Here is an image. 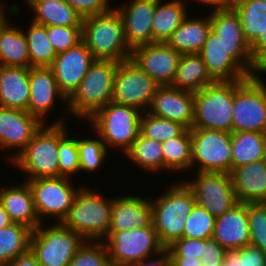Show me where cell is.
I'll return each instance as SVG.
<instances>
[{
	"label": "cell",
	"mask_w": 266,
	"mask_h": 266,
	"mask_svg": "<svg viewBox=\"0 0 266 266\" xmlns=\"http://www.w3.org/2000/svg\"><path fill=\"white\" fill-rule=\"evenodd\" d=\"M165 189L150 198L152 206V223L160 243L167 248L175 240L183 237L185 222L193 206L195 197L183 179L175 180ZM164 190V191H163ZM163 191V192H162Z\"/></svg>",
	"instance_id": "cell-1"
},
{
	"label": "cell",
	"mask_w": 266,
	"mask_h": 266,
	"mask_svg": "<svg viewBox=\"0 0 266 266\" xmlns=\"http://www.w3.org/2000/svg\"><path fill=\"white\" fill-rule=\"evenodd\" d=\"M90 186L86 184L79 190L62 224L86 241H103L111 226L113 196Z\"/></svg>",
	"instance_id": "cell-2"
},
{
	"label": "cell",
	"mask_w": 266,
	"mask_h": 266,
	"mask_svg": "<svg viewBox=\"0 0 266 266\" xmlns=\"http://www.w3.org/2000/svg\"><path fill=\"white\" fill-rule=\"evenodd\" d=\"M119 63L110 59L94 60L78 87L67 98L70 117L85 122L112 101L114 77Z\"/></svg>",
	"instance_id": "cell-3"
},
{
	"label": "cell",
	"mask_w": 266,
	"mask_h": 266,
	"mask_svg": "<svg viewBox=\"0 0 266 266\" xmlns=\"http://www.w3.org/2000/svg\"><path fill=\"white\" fill-rule=\"evenodd\" d=\"M143 111L114 101L95 112L86 122L113 153L124 154L140 134V117ZM112 149V150H111Z\"/></svg>",
	"instance_id": "cell-4"
},
{
	"label": "cell",
	"mask_w": 266,
	"mask_h": 266,
	"mask_svg": "<svg viewBox=\"0 0 266 266\" xmlns=\"http://www.w3.org/2000/svg\"><path fill=\"white\" fill-rule=\"evenodd\" d=\"M82 41L96 59L122 62L131 57L122 18L114 7L106 13L83 18Z\"/></svg>",
	"instance_id": "cell-5"
},
{
	"label": "cell",
	"mask_w": 266,
	"mask_h": 266,
	"mask_svg": "<svg viewBox=\"0 0 266 266\" xmlns=\"http://www.w3.org/2000/svg\"><path fill=\"white\" fill-rule=\"evenodd\" d=\"M59 124H43L32 140L11 161L19 173H25V181L36 178L60 177Z\"/></svg>",
	"instance_id": "cell-6"
},
{
	"label": "cell",
	"mask_w": 266,
	"mask_h": 266,
	"mask_svg": "<svg viewBox=\"0 0 266 266\" xmlns=\"http://www.w3.org/2000/svg\"><path fill=\"white\" fill-rule=\"evenodd\" d=\"M85 242L79 233L62 223H41L32 232L30 251L40 266H69Z\"/></svg>",
	"instance_id": "cell-7"
},
{
	"label": "cell",
	"mask_w": 266,
	"mask_h": 266,
	"mask_svg": "<svg viewBox=\"0 0 266 266\" xmlns=\"http://www.w3.org/2000/svg\"><path fill=\"white\" fill-rule=\"evenodd\" d=\"M192 128L213 129L232 133L234 81L213 82L194 91Z\"/></svg>",
	"instance_id": "cell-8"
},
{
	"label": "cell",
	"mask_w": 266,
	"mask_h": 266,
	"mask_svg": "<svg viewBox=\"0 0 266 266\" xmlns=\"http://www.w3.org/2000/svg\"><path fill=\"white\" fill-rule=\"evenodd\" d=\"M68 177L28 180L40 223H62L79 190L85 185ZM76 182V183H75ZM48 219H50L48 221ZM54 221V222H53Z\"/></svg>",
	"instance_id": "cell-9"
},
{
	"label": "cell",
	"mask_w": 266,
	"mask_h": 266,
	"mask_svg": "<svg viewBox=\"0 0 266 266\" xmlns=\"http://www.w3.org/2000/svg\"><path fill=\"white\" fill-rule=\"evenodd\" d=\"M103 242L112 266H132L166 249L160 243L153 223L140 229L108 232Z\"/></svg>",
	"instance_id": "cell-10"
},
{
	"label": "cell",
	"mask_w": 266,
	"mask_h": 266,
	"mask_svg": "<svg viewBox=\"0 0 266 266\" xmlns=\"http://www.w3.org/2000/svg\"><path fill=\"white\" fill-rule=\"evenodd\" d=\"M232 133L191 128V172L232 171Z\"/></svg>",
	"instance_id": "cell-11"
},
{
	"label": "cell",
	"mask_w": 266,
	"mask_h": 266,
	"mask_svg": "<svg viewBox=\"0 0 266 266\" xmlns=\"http://www.w3.org/2000/svg\"><path fill=\"white\" fill-rule=\"evenodd\" d=\"M266 134V84L251 77L234 81L232 132Z\"/></svg>",
	"instance_id": "cell-12"
},
{
	"label": "cell",
	"mask_w": 266,
	"mask_h": 266,
	"mask_svg": "<svg viewBox=\"0 0 266 266\" xmlns=\"http://www.w3.org/2000/svg\"><path fill=\"white\" fill-rule=\"evenodd\" d=\"M183 178L193 192L196 204L206 209L215 218L231 210L239 202L231 175L228 173L191 172Z\"/></svg>",
	"instance_id": "cell-13"
},
{
	"label": "cell",
	"mask_w": 266,
	"mask_h": 266,
	"mask_svg": "<svg viewBox=\"0 0 266 266\" xmlns=\"http://www.w3.org/2000/svg\"><path fill=\"white\" fill-rule=\"evenodd\" d=\"M29 85L30 97L28 112L30 114L37 117L43 124H49L50 120L47 121V119H50L49 115H51L52 111L57 109L55 105L59 104V106L63 108L60 110L62 112L60 114L64 115L65 113L66 116L62 115L59 119L57 118L50 122V124L69 123L67 118H64L70 116L67 106V97L59 90L57 81L50 67H30Z\"/></svg>",
	"instance_id": "cell-14"
},
{
	"label": "cell",
	"mask_w": 266,
	"mask_h": 266,
	"mask_svg": "<svg viewBox=\"0 0 266 266\" xmlns=\"http://www.w3.org/2000/svg\"><path fill=\"white\" fill-rule=\"evenodd\" d=\"M159 84L131 59L119 63L114 77L112 101L147 111Z\"/></svg>",
	"instance_id": "cell-15"
},
{
	"label": "cell",
	"mask_w": 266,
	"mask_h": 266,
	"mask_svg": "<svg viewBox=\"0 0 266 266\" xmlns=\"http://www.w3.org/2000/svg\"><path fill=\"white\" fill-rule=\"evenodd\" d=\"M42 125L28 111L0 106V152L7 153L6 162L19 155Z\"/></svg>",
	"instance_id": "cell-16"
},
{
	"label": "cell",
	"mask_w": 266,
	"mask_h": 266,
	"mask_svg": "<svg viewBox=\"0 0 266 266\" xmlns=\"http://www.w3.org/2000/svg\"><path fill=\"white\" fill-rule=\"evenodd\" d=\"M6 3L0 2V65L30 68L27 40L16 20L19 17L23 18L21 13L24 7Z\"/></svg>",
	"instance_id": "cell-17"
},
{
	"label": "cell",
	"mask_w": 266,
	"mask_h": 266,
	"mask_svg": "<svg viewBox=\"0 0 266 266\" xmlns=\"http://www.w3.org/2000/svg\"><path fill=\"white\" fill-rule=\"evenodd\" d=\"M209 12L211 30L221 38L231 57L250 75L255 60L251 55L250 45L244 38L238 14L230 5Z\"/></svg>",
	"instance_id": "cell-18"
},
{
	"label": "cell",
	"mask_w": 266,
	"mask_h": 266,
	"mask_svg": "<svg viewBox=\"0 0 266 266\" xmlns=\"http://www.w3.org/2000/svg\"><path fill=\"white\" fill-rule=\"evenodd\" d=\"M181 54L165 43L154 42L132 49L130 59L160 86L171 85Z\"/></svg>",
	"instance_id": "cell-19"
},
{
	"label": "cell",
	"mask_w": 266,
	"mask_h": 266,
	"mask_svg": "<svg viewBox=\"0 0 266 266\" xmlns=\"http://www.w3.org/2000/svg\"><path fill=\"white\" fill-rule=\"evenodd\" d=\"M125 1L114 8L122 18L128 46L133 49L140 45L153 43L152 20L156 0Z\"/></svg>",
	"instance_id": "cell-20"
},
{
	"label": "cell",
	"mask_w": 266,
	"mask_h": 266,
	"mask_svg": "<svg viewBox=\"0 0 266 266\" xmlns=\"http://www.w3.org/2000/svg\"><path fill=\"white\" fill-rule=\"evenodd\" d=\"M95 59L83 41L75 47L57 54L50 68L59 90L67 98L78 87Z\"/></svg>",
	"instance_id": "cell-21"
},
{
	"label": "cell",
	"mask_w": 266,
	"mask_h": 266,
	"mask_svg": "<svg viewBox=\"0 0 266 266\" xmlns=\"http://www.w3.org/2000/svg\"><path fill=\"white\" fill-rule=\"evenodd\" d=\"M194 107L193 92L165 85L159 86L147 112L191 129L194 122Z\"/></svg>",
	"instance_id": "cell-22"
},
{
	"label": "cell",
	"mask_w": 266,
	"mask_h": 266,
	"mask_svg": "<svg viewBox=\"0 0 266 266\" xmlns=\"http://www.w3.org/2000/svg\"><path fill=\"white\" fill-rule=\"evenodd\" d=\"M113 196L112 219L109 232L140 229L152 223L150 196L130 193ZM130 193V194H129Z\"/></svg>",
	"instance_id": "cell-23"
},
{
	"label": "cell",
	"mask_w": 266,
	"mask_h": 266,
	"mask_svg": "<svg viewBox=\"0 0 266 266\" xmlns=\"http://www.w3.org/2000/svg\"><path fill=\"white\" fill-rule=\"evenodd\" d=\"M214 82L243 81L250 75L231 57L225 44L212 30L199 52Z\"/></svg>",
	"instance_id": "cell-24"
},
{
	"label": "cell",
	"mask_w": 266,
	"mask_h": 266,
	"mask_svg": "<svg viewBox=\"0 0 266 266\" xmlns=\"http://www.w3.org/2000/svg\"><path fill=\"white\" fill-rule=\"evenodd\" d=\"M212 238L227 251L250 245L248 203L238 202L231 210L216 217Z\"/></svg>",
	"instance_id": "cell-25"
},
{
	"label": "cell",
	"mask_w": 266,
	"mask_h": 266,
	"mask_svg": "<svg viewBox=\"0 0 266 266\" xmlns=\"http://www.w3.org/2000/svg\"><path fill=\"white\" fill-rule=\"evenodd\" d=\"M4 185L0 187V205L10 220L35 230L41 223L28 182L22 179V182L18 181L16 184L12 181L10 185Z\"/></svg>",
	"instance_id": "cell-26"
},
{
	"label": "cell",
	"mask_w": 266,
	"mask_h": 266,
	"mask_svg": "<svg viewBox=\"0 0 266 266\" xmlns=\"http://www.w3.org/2000/svg\"><path fill=\"white\" fill-rule=\"evenodd\" d=\"M208 13V14H207ZM194 14V16L192 15ZM202 13L190 12L181 22V25L164 42L169 48L182 54H199L208 34L211 31V20L209 11ZM198 16V17H197ZM197 17V18H196Z\"/></svg>",
	"instance_id": "cell-27"
},
{
	"label": "cell",
	"mask_w": 266,
	"mask_h": 266,
	"mask_svg": "<svg viewBox=\"0 0 266 266\" xmlns=\"http://www.w3.org/2000/svg\"><path fill=\"white\" fill-rule=\"evenodd\" d=\"M230 175L239 202L266 201V163L264 159L234 168Z\"/></svg>",
	"instance_id": "cell-28"
},
{
	"label": "cell",
	"mask_w": 266,
	"mask_h": 266,
	"mask_svg": "<svg viewBox=\"0 0 266 266\" xmlns=\"http://www.w3.org/2000/svg\"><path fill=\"white\" fill-rule=\"evenodd\" d=\"M11 6L26 5L30 20L43 26H82L83 17L64 0H21ZM30 10V11H29Z\"/></svg>",
	"instance_id": "cell-29"
},
{
	"label": "cell",
	"mask_w": 266,
	"mask_h": 266,
	"mask_svg": "<svg viewBox=\"0 0 266 266\" xmlns=\"http://www.w3.org/2000/svg\"><path fill=\"white\" fill-rule=\"evenodd\" d=\"M29 68L0 65V106L28 111Z\"/></svg>",
	"instance_id": "cell-30"
},
{
	"label": "cell",
	"mask_w": 266,
	"mask_h": 266,
	"mask_svg": "<svg viewBox=\"0 0 266 266\" xmlns=\"http://www.w3.org/2000/svg\"><path fill=\"white\" fill-rule=\"evenodd\" d=\"M191 9L184 0H156L152 20L153 43H164L181 22L189 15Z\"/></svg>",
	"instance_id": "cell-31"
},
{
	"label": "cell",
	"mask_w": 266,
	"mask_h": 266,
	"mask_svg": "<svg viewBox=\"0 0 266 266\" xmlns=\"http://www.w3.org/2000/svg\"><path fill=\"white\" fill-rule=\"evenodd\" d=\"M123 157H126L128 162L130 161L128 164L138 168L139 172L146 173V176H148L147 174H154V176H157V174L162 175L161 173L164 171L162 143L146 138L141 134H139L132 147Z\"/></svg>",
	"instance_id": "cell-32"
},
{
	"label": "cell",
	"mask_w": 266,
	"mask_h": 266,
	"mask_svg": "<svg viewBox=\"0 0 266 266\" xmlns=\"http://www.w3.org/2000/svg\"><path fill=\"white\" fill-rule=\"evenodd\" d=\"M163 156H164V172H172L173 180H177L182 173L185 174L191 172L192 161V140L191 129H186L180 136L168 139L162 143ZM178 173V174H177ZM180 173V174H179ZM177 176L176 179L173 176Z\"/></svg>",
	"instance_id": "cell-33"
},
{
	"label": "cell",
	"mask_w": 266,
	"mask_h": 266,
	"mask_svg": "<svg viewBox=\"0 0 266 266\" xmlns=\"http://www.w3.org/2000/svg\"><path fill=\"white\" fill-rule=\"evenodd\" d=\"M213 82L199 54H182L171 86L194 92L204 89Z\"/></svg>",
	"instance_id": "cell-34"
},
{
	"label": "cell",
	"mask_w": 266,
	"mask_h": 266,
	"mask_svg": "<svg viewBox=\"0 0 266 266\" xmlns=\"http://www.w3.org/2000/svg\"><path fill=\"white\" fill-rule=\"evenodd\" d=\"M232 170L264 159L266 134L253 131L232 132Z\"/></svg>",
	"instance_id": "cell-35"
},
{
	"label": "cell",
	"mask_w": 266,
	"mask_h": 266,
	"mask_svg": "<svg viewBox=\"0 0 266 266\" xmlns=\"http://www.w3.org/2000/svg\"><path fill=\"white\" fill-rule=\"evenodd\" d=\"M89 130L91 131L89 135L92 134V137L86 135L80 137L77 134L80 175L83 173L85 176L89 173L97 175L100 170L105 168V163L108 164L106 161H109L111 156V151L105 146L101 137L95 131L92 132L91 128Z\"/></svg>",
	"instance_id": "cell-36"
},
{
	"label": "cell",
	"mask_w": 266,
	"mask_h": 266,
	"mask_svg": "<svg viewBox=\"0 0 266 266\" xmlns=\"http://www.w3.org/2000/svg\"><path fill=\"white\" fill-rule=\"evenodd\" d=\"M26 25L20 23L27 40L30 67H50L57 54L47 36V27L31 20Z\"/></svg>",
	"instance_id": "cell-37"
},
{
	"label": "cell",
	"mask_w": 266,
	"mask_h": 266,
	"mask_svg": "<svg viewBox=\"0 0 266 266\" xmlns=\"http://www.w3.org/2000/svg\"><path fill=\"white\" fill-rule=\"evenodd\" d=\"M32 232L27 225L14 222L0 229V266H7L30 250Z\"/></svg>",
	"instance_id": "cell-38"
},
{
	"label": "cell",
	"mask_w": 266,
	"mask_h": 266,
	"mask_svg": "<svg viewBox=\"0 0 266 266\" xmlns=\"http://www.w3.org/2000/svg\"><path fill=\"white\" fill-rule=\"evenodd\" d=\"M229 5L238 14L244 38L250 45L262 32L266 2L260 0H230Z\"/></svg>",
	"instance_id": "cell-39"
},
{
	"label": "cell",
	"mask_w": 266,
	"mask_h": 266,
	"mask_svg": "<svg viewBox=\"0 0 266 266\" xmlns=\"http://www.w3.org/2000/svg\"><path fill=\"white\" fill-rule=\"evenodd\" d=\"M69 123L59 124V169L60 176L74 179L80 174L77 135H71ZM75 176V177H74Z\"/></svg>",
	"instance_id": "cell-40"
},
{
	"label": "cell",
	"mask_w": 266,
	"mask_h": 266,
	"mask_svg": "<svg viewBox=\"0 0 266 266\" xmlns=\"http://www.w3.org/2000/svg\"><path fill=\"white\" fill-rule=\"evenodd\" d=\"M187 128L182 124L154 116L147 111L140 117V134L161 143L180 136Z\"/></svg>",
	"instance_id": "cell-41"
},
{
	"label": "cell",
	"mask_w": 266,
	"mask_h": 266,
	"mask_svg": "<svg viewBox=\"0 0 266 266\" xmlns=\"http://www.w3.org/2000/svg\"><path fill=\"white\" fill-rule=\"evenodd\" d=\"M215 219L211 213L195 203L185 222L183 237L202 240L212 238Z\"/></svg>",
	"instance_id": "cell-42"
},
{
	"label": "cell",
	"mask_w": 266,
	"mask_h": 266,
	"mask_svg": "<svg viewBox=\"0 0 266 266\" xmlns=\"http://www.w3.org/2000/svg\"><path fill=\"white\" fill-rule=\"evenodd\" d=\"M69 266H112L103 241H86Z\"/></svg>",
	"instance_id": "cell-43"
},
{
	"label": "cell",
	"mask_w": 266,
	"mask_h": 266,
	"mask_svg": "<svg viewBox=\"0 0 266 266\" xmlns=\"http://www.w3.org/2000/svg\"><path fill=\"white\" fill-rule=\"evenodd\" d=\"M250 245L266 252V204L248 203Z\"/></svg>",
	"instance_id": "cell-44"
},
{
	"label": "cell",
	"mask_w": 266,
	"mask_h": 266,
	"mask_svg": "<svg viewBox=\"0 0 266 266\" xmlns=\"http://www.w3.org/2000/svg\"><path fill=\"white\" fill-rule=\"evenodd\" d=\"M47 36L59 54L82 42V26H47Z\"/></svg>",
	"instance_id": "cell-45"
},
{
	"label": "cell",
	"mask_w": 266,
	"mask_h": 266,
	"mask_svg": "<svg viewBox=\"0 0 266 266\" xmlns=\"http://www.w3.org/2000/svg\"><path fill=\"white\" fill-rule=\"evenodd\" d=\"M224 266H266V252L252 245L227 251Z\"/></svg>",
	"instance_id": "cell-46"
},
{
	"label": "cell",
	"mask_w": 266,
	"mask_h": 266,
	"mask_svg": "<svg viewBox=\"0 0 266 266\" xmlns=\"http://www.w3.org/2000/svg\"><path fill=\"white\" fill-rule=\"evenodd\" d=\"M204 240L182 237L166 248L170 257H191L201 259Z\"/></svg>",
	"instance_id": "cell-47"
},
{
	"label": "cell",
	"mask_w": 266,
	"mask_h": 266,
	"mask_svg": "<svg viewBox=\"0 0 266 266\" xmlns=\"http://www.w3.org/2000/svg\"><path fill=\"white\" fill-rule=\"evenodd\" d=\"M75 9L83 18L91 15H99L110 11L116 4L114 0H64ZM112 2V3H111ZM114 5V6H113Z\"/></svg>",
	"instance_id": "cell-48"
},
{
	"label": "cell",
	"mask_w": 266,
	"mask_h": 266,
	"mask_svg": "<svg viewBox=\"0 0 266 266\" xmlns=\"http://www.w3.org/2000/svg\"><path fill=\"white\" fill-rule=\"evenodd\" d=\"M227 250L221 247L213 238L204 240L201 263L203 266H221Z\"/></svg>",
	"instance_id": "cell-49"
},
{
	"label": "cell",
	"mask_w": 266,
	"mask_h": 266,
	"mask_svg": "<svg viewBox=\"0 0 266 266\" xmlns=\"http://www.w3.org/2000/svg\"><path fill=\"white\" fill-rule=\"evenodd\" d=\"M251 55L254 60L266 50V14L263 13L262 32L250 44Z\"/></svg>",
	"instance_id": "cell-50"
},
{
	"label": "cell",
	"mask_w": 266,
	"mask_h": 266,
	"mask_svg": "<svg viewBox=\"0 0 266 266\" xmlns=\"http://www.w3.org/2000/svg\"><path fill=\"white\" fill-rule=\"evenodd\" d=\"M250 77L257 82L266 84V50L255 59Z\"/></svg>",
	"instance_id": "cell-51"
},
{
	"label": "cell",
	"mask_w": 266,
	"mask_h": 266,
	"mask_svg": "<svg viewBox=\"0 0 266 266\" xmlns=\"http://www.w3.org/2000/svg\"><path fill=\"white\" fill-rule=\"evenodd\" d=\"M132 266H171V259L168 251L165 249L160 254L142 259Z\"/></svg>",
	"instance_id": "cell-52"
},
{
	"label": "cell",
	"mask_w": 266,
	"mask_h": 266,
	"mask_svg": "<svg viewBox=\"0 0 266 266\" xmlns=\"http://www.w3.org/2000/svg\"><path fill=\"white\" fill-rule=\"evenodd\" d=\"M186 3H187V5L190 7V5L191 6H193L192 4H190V2L191 3H193L194 2V4H195V6L197 7L196 9H199L200 7H198V5L199 6H205L204 8H205V10H199L200 12L202 11H211V10H216V9H222V8H225V7H227V6H229V2H230V0H184ZM188 2H189V4H188ZM198 3V4H197ZM197 4V5H196ZM201 4V5H200ZM207 8V9H206Z\"/></svg>",
	"instance_id": "cell-53"
},
{
	"label": "cell",
	"mask_w": 266,
	"mask_h": 266,
	"mask_svg": "<svg viewBox=\"0 0 266 266\" xmlns=\"http://www.w3.org/2000/svg\"><path fill=\"white\" fill-rule=\"evenodd\" d=\"M7 266H40L35 255L29 250L12 260Z\"/></svg>",
	"instance_id": "cell-54"
},
{
	"label": "cell",
	"mask_w": 266,
	"mask_h": 266,
	"mask_svg": "<svg viewBox=\"0 0 266 266\" xmlns=\"http://www.w3.org/2000/svg\"><path fill=\"white\" fill-rule=\"evenodd\" d=\"M171 266H203L201 259L191 257H170Z\"/></svg>",
	"instance_id": "cell-55"
},
{
	"label": "cell",
	"mask_w": 266,
	"mask_h": 266,
	"mask_svg": "<svg viewBox=\"0 0 266 266\" xmlns=\"http://www.w3.org/2000/svg\"><path fill=\"white\" fill-rule=\"evenodd\" d=\"M12 221L9 218V215L5 212L3 207L0 205V229L10 225Z\"/></svg>",
	"instance_id": "cell-56"
}]
</instances>
